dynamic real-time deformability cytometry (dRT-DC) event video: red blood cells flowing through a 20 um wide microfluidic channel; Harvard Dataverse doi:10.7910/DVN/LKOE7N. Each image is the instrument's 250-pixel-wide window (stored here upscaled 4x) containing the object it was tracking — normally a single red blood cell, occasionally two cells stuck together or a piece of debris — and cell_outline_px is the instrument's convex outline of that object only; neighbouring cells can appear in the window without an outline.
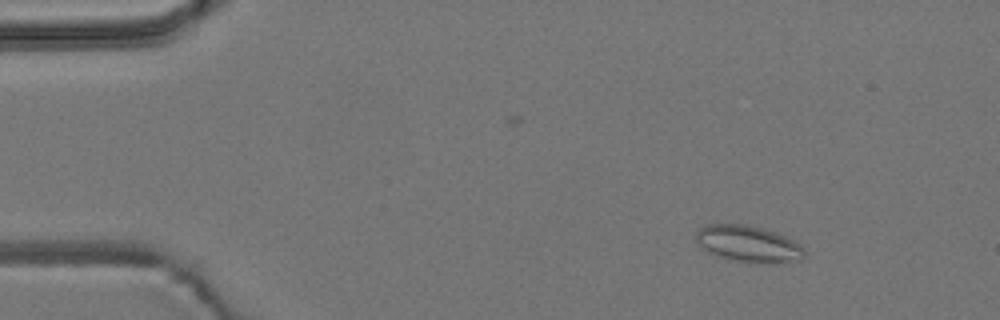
{"species": "common noctule bat (a hibernating species)", "species_latin": "Nyctalus noctula", "temperature_condition": "room temperature", "stored_images_in_passage": 49, "camera_frame_rate_fps": 3000, "um_per_image_px": 0.085, "animal": {"sex": "male", "body_mass_g": 19.2, "forearm_length_mm": 51.8}, "frame": {"image": 1, "passage_image": 1, "time_ms": 0.0, "image_size_px": [1000, 320], "cell_outline_px": [[808, 256], [800, 260], [772, 264], [740, 260], [716, 256], [708, 252], [696, 240], [696, 232], [700, 228], [708, 224], [748, 224], [776, 232], [800, 244], [804, 248]], "centroid_in_image_um": [63.67, 20.72], "position_along_channel_um": 21.3, "area_um2": 23.0}}
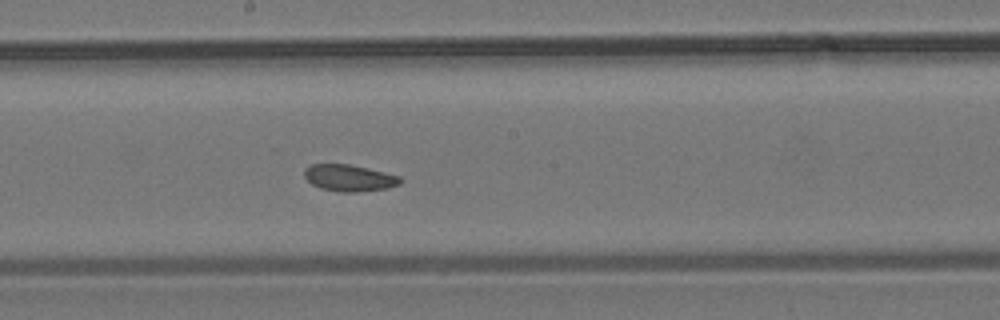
{"frame": {"image": 2, "passage_image": 24, "time_ms": 7.667, "image_size_px": [1000, 320], "cell_outline_px": [[404, 180], [400, 184], [388, 188], [356, 192], [340, 192], [320, 188], [312, 184], [304, 176], [304, 168], [312, 164], [348, 164], [368, 168], [400, 176]], "centroid_in_image_um": [29.7, 15.12], "position_along_channel_um": 218.5, "area_um2": 14.97}}
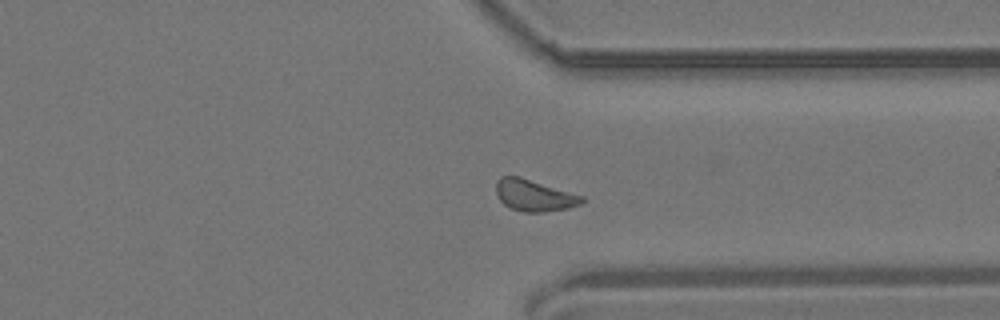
{"frame": {"image": 3, "passage_image": 36, "time_ms": 11.667, "image_size_px": [1000, 320], "cell_outline_px": [[584, 200], [580, 204], [568, 208], [544, 212], [524, 212], [512, 208], [504, 204], [500, 200], [496, 192], [496, 180], [500, 176], [520, 176], [584, 196]], "centroid_in_image_um": [45.4, 16.6], "position_along_channel_um": 366.0, "area_um2": 15.78}, "authors_computed_cell_mechanics": {"area_um2": 15.4326, "velocity_mm_per_s": 3.7008, "shape_relaxation_time_tau1_ms": 5.1357, "shape_relaxation_time_tau2_ms": null, "deformation_change_tau1": 0.0778, "deformation_change_tau2": null}}